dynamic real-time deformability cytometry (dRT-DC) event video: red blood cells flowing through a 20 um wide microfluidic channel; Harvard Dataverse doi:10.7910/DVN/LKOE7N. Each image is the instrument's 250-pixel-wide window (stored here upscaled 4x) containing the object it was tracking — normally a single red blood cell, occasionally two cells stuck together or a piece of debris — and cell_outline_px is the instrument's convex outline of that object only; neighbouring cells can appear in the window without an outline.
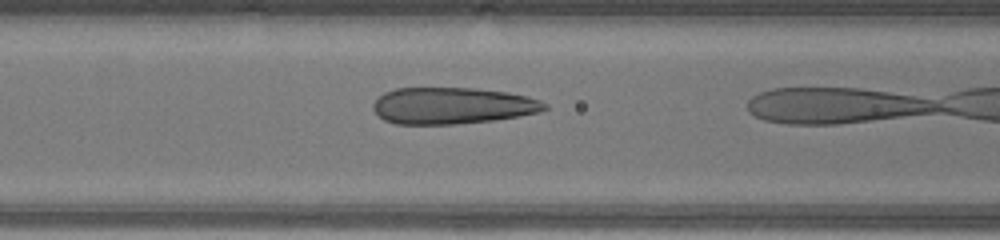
{"species": "human", "species_latin": "Homo sapiens", "temperature_condition": "warm", "stored_images_in_passage": 16, "camera_frame_rate_fps": 3000, "um_per_image_px": 0.085, "donor": {"sex": "male"}, "frame": {"image": 1, "passage_image": 15, "time_ms": 4.667, "image_size_px": [1000, 240], "cell_outline_px": [[548, 108], [540, 112], [520, 116], [492, 120], [456, 124], [396, 124], [384, 120], [372, 108], [372, 104], [384, 92], [396, 88], [476, 88], [508, 92], [528, 96], [540, 100], [548, 104]], "centroid_in_image_um": [38.47, 8.98], "position_along_channel_um": 128.1, "area_um2": 36.7}}